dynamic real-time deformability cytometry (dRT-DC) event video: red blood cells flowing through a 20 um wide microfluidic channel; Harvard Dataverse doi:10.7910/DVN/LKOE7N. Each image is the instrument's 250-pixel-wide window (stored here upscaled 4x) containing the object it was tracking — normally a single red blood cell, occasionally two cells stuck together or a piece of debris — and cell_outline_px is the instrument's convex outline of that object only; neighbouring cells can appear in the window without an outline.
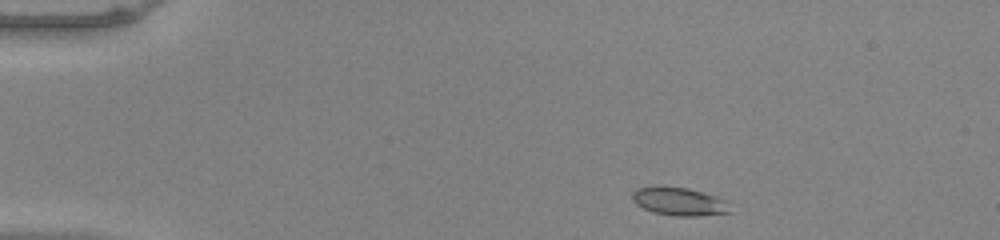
{"species": "common noctule bat (a hibernating species)", "species_latin": "Nyctalus noctula", "temperature_condition": "warm", "stored_images_in_passage": 44, "camera_frame_rate_fps": 3000, "um_per_image_px": 0.085, "animal": {"sex": "male", "body_mass_g": 20.0, "forearm_length_mm": 53.3}, "frame": {"image": 1, "passage_image": 1, "time_ms": 0.0, "image_size_px": [1000, 240], "cell_outline_px": [[732, 212], [696, 216], [676, 216], [652, 212], [636, 204], [632, 200], [632, 192], [636, 188], [688, 188], [716, 196], [728, 200]], "centroid_in_image_um": [57.79, 17.16], "position_along_channel_um": 27.2, "area_um2": 15.78}}
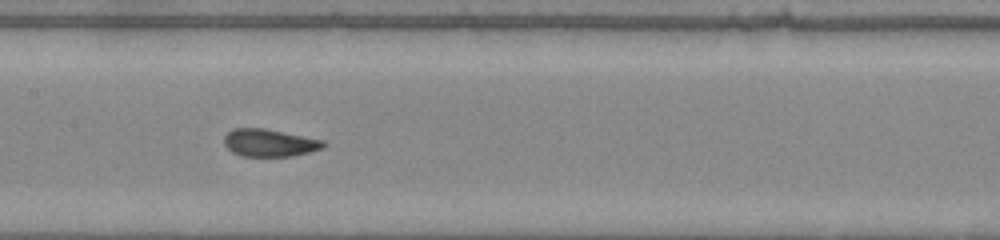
{"frame": {"image": 2, "passage_image": 19, "time_ms": 6.0, "image_size_px": [1000, 240], "cell_outline_px": [[328, 144], [324, 148], [292, 156], [240, 156], [232, 152], [224, 144], [224, 136], [232, 128], [264, 128], [324, 140]], "centroid_in_image_um": [22.91, 12.14], "position_along_channel_um": 184.5, "area_um2": 16.01}}
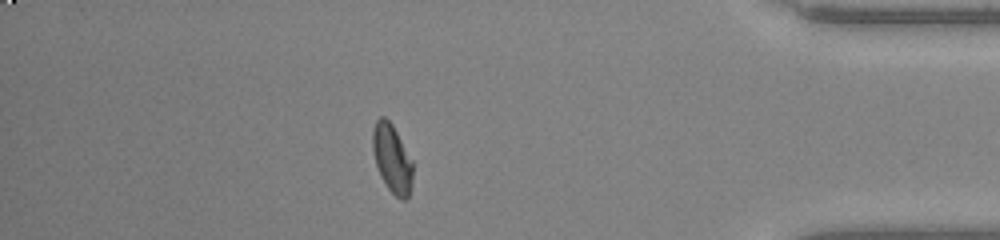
{"frame": {"image": 3, "passage_image": 38, "time_ms": 12.333, "image_size_px": [1000, 240], "cell_outline_px": [[412, 184], [408, 196], [404, 200], [400, 200], [388, 188], [380, 176], [376, 164], [372, 148], [372, 128], [376, 120], [380, 116], [384, 116], [392, 124], [412, 160]], "centroid_in_image_um": [33.31, 13.46], "position_along_channel_um": 401.9, "area_um2": 15.95}}